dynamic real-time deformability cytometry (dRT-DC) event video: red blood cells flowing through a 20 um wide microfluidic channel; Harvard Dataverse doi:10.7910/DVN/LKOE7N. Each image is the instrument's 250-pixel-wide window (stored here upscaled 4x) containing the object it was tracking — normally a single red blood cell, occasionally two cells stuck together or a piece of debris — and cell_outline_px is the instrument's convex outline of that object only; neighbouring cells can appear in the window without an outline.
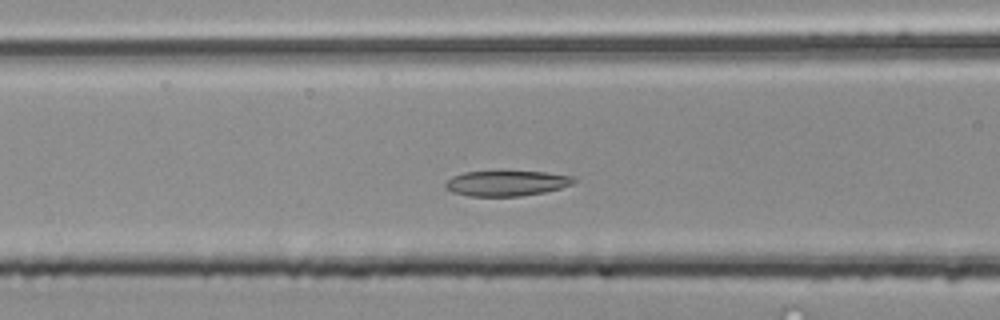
{"species": "common noctule bat (a hibernating species)", "species_latin": "Nyctalus noctula", "temperature_condition": "room temperature", "stored_images_in_passage": 47, "camera_frame_rate_fps": 3000, "um_per_image_px": 0.085, "animal": {"sex": "male", "body_mass_g": 20.4}, "frame": {"image": 1, "passage_image": 16, "time_ms": 5.0, "image_size_px": [1000, 320], "cell_outline_px": [[576, 180], [572, 184], [560, 188], [544, 192], [520, 196], [468, 196], [452, 192], [444, 188], [444, 184], [452, 176], [464, 172], [544, 172], [572, 176]], "centroid_in_image_um": [43.02, 15.58], "position_along_channel_um": 123.6, "area_um2": 18.79}}
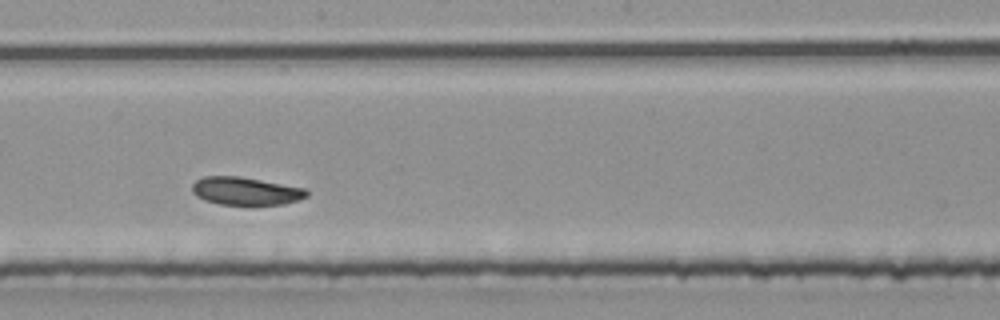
{"frame": {"image": 2, "passage_image": 24, "time_ms": 7.667, "image_size_px": [1000, 320], "cell_outline_px": [[308, 196], [284, 204], [252, 208], [220, 204], [204, 200], [196, 196], [192, 192], [192, 184], [196, 180], [204, 176], [240, 176], [304, 188], [308, 192]], "centroid_in_image_um": [20.87, 16.29], "position_along_channel_um": 227.3, "area_um2": 19.36}}
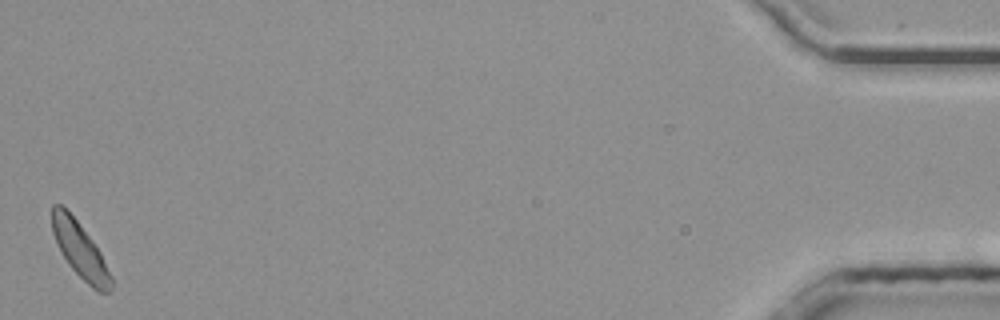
{"frame": {"image": 3, "passage_image": 47, "time_ms": 15.333, "image_size_px": [1000, 320], "cell_outline_px": [[112, 292], [96, 292], [68, 264], [56, 244], [52, 232], [52, 204], [60, 204], [76, 220], [92, 240], [100, 252], [112, 276]], "centroid_in_image_um": [6.81, 21.29], "position_along_channel_um": 428.4, "area_um2": 18.9}, "authors_computed_cell_mechanics": {"area_um2": 19.363, "velocity_mm_per_s": 3.8988, "shape_relaxation_time_tau1_ms": 3.386, "shape_relaxation_time_tau2_ms": null, "deformation_change_tau1": 0.1113, "deformation_change_tau2": null}}